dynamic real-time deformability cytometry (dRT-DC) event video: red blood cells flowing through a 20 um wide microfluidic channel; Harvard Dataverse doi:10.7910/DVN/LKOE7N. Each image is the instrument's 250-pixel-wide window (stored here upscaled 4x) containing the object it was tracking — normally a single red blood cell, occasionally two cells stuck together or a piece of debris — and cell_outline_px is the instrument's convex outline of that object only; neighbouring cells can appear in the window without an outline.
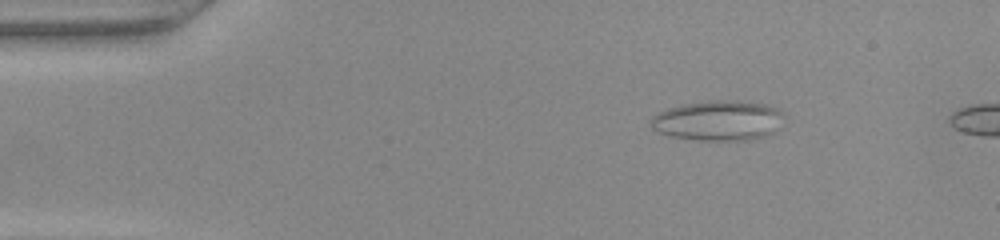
{"species": "common noctule bat (a hibernating species)", "species_latin": "Nyctalus noctula", "temperature_condition": "warm", "stored_images_in_passage": 4, "camera_frame_rate_fps": 3000, "um_per_image_px": 0.085, "animal": {"sex": "female", "body_mass_g": 22.0, "forearm_length_mm": 56.7}, "frame": {"image": 1, "passage_image": 1, "time_ms": 0.0, "image_size_px": [1000, 240], "cell_outline_px": [[784, 116], [772, 132], [768, 136], [748, 140], [696, 140], [672, 136], [656, 132], [652, 128], [652, 116], [656, 112], [680, 104], [712, 100], [732, 100], [768, 104], [784, 112]], "centroid_in_image_um": [61.03, 10.24], "position_along_channel_um": 24.0, "area_um2": 31.27}}